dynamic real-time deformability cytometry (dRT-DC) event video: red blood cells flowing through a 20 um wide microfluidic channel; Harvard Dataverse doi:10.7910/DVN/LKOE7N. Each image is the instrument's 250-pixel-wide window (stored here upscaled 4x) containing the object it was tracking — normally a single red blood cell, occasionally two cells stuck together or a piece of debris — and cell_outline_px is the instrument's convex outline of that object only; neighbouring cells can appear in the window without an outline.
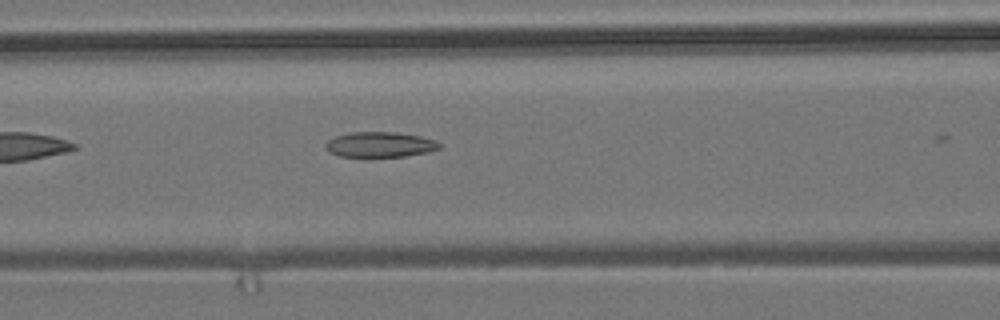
{"species": "common noctule bat (a hibernating species)", "species_latin": "Nyctalus noctula", "temperature_condition": "room temperature", "stored_images_in_passage": 10, "camera_frame_rate_fps": 3000, "um_per_image_px": 0.085, "animal": {"sex": "male", "body_mass_g": 19.2, "forearm_length_mm": 51.8}, "frame": {"image": 1, "passage_image": 6, "time_ms": 1.667, "image_size_px": [1000, 320], "cell_outline_px": [[440, 148], [428, 152], [404, 156], [340, 156], [328, 152], [324, 144], [328, 140], [336, 136], [348, 132], [396, 132], [420, 136], [436, 140], [440, 144]], "centroid_in_image_um": [32.28, 12.27], "position_along_channel_um": 134.3, "area_um2": 16.7}}